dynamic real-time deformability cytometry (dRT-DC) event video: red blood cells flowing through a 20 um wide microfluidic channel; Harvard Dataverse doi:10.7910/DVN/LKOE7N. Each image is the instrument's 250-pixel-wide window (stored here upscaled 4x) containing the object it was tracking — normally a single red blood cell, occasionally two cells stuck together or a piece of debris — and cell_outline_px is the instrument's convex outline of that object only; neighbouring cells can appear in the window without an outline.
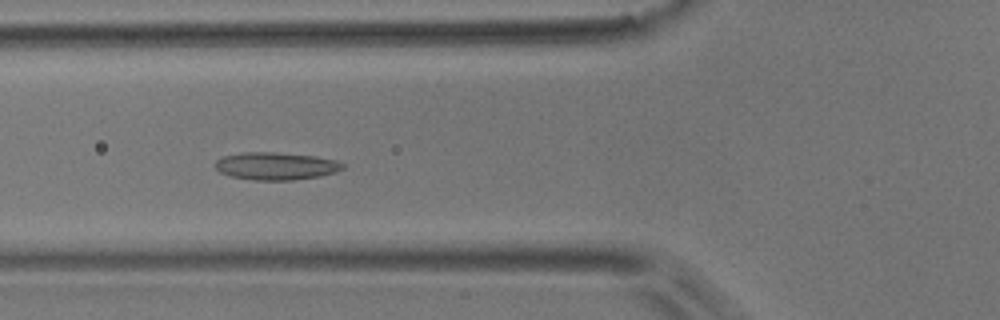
{"species": "common noctule bat (a hibernating species)", "species_latin": "Nyctalus noctula", "temperature_condition": "room temperature", "stored_images_in_passage": 51, "camera_frame_rate_fps": 3000, "um_per_image_px": 0.085, "animal": {"sex": "male", "body_mass_g": 17.9}, "frame": {"image": 1, "passage_image": 18, "time_ms": 5.667, "image_size_px": [1000, 320], "cell_outline_px": [[344, 168], [336, 172], [320, 176], [292, 180], [252, 180], [232, 176], [220, 172], [216, 168], [216, 160], [224, 156], [244, 152], [272, 152], [316, 156], [336, 160], [344, 164]], "centroid_in_image_um": [23.48, 14.11], "position_along_channel_um": 102.3, "area_um2": 20.4}}
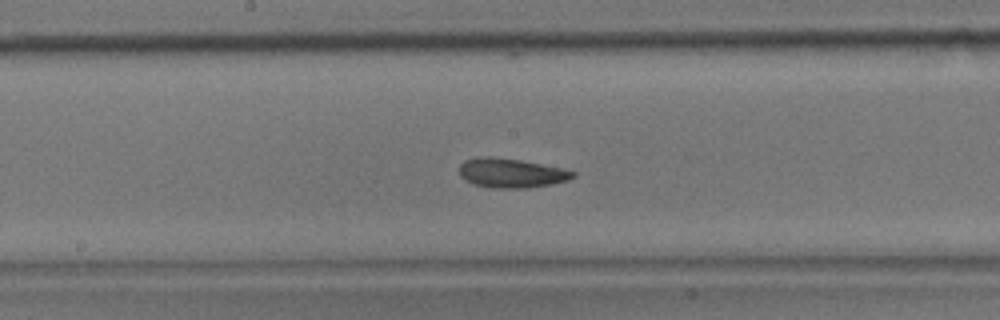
{"frame": {"image": 2, "passage_image": 26, "time_ms": 8.333, "image_size_px": [1000, 320], "cell_outline_px": [[576, 176], [568, 180], [552, 184], [528, 188], [492, 188], [472, 184], [460, 176], [460, 164], [464, 160], [484, 156], [488, 156], [520, 160], [564, 168], [576, 172]], "centroid_in_image_um": [43.47, 14.71], "position_along_channel_um": 204.7, "area_um2": 19.54}}
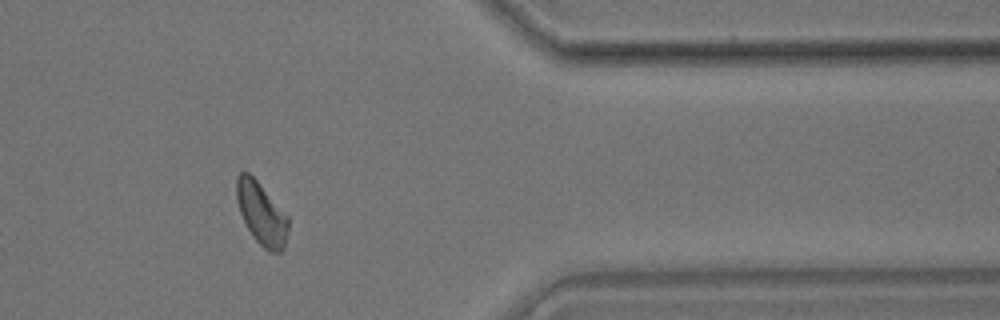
{"frame": {"image": 3, "passage_image": 42, "time_ms": 13.667, "image_size_px": [1000, 320], "cell_outline_px": [[288, 232], [284, 248], [280, 252], [272, 252], [264, 248], [256, 240], [248, 228], [240, 212], [236, 200], [236, 176], [240, 172], [248, 172], [260, 184], [288, 216]], "centroid_in_image_um": [22.22, 18.14], "position_along_channel_um": 389.2, "area_um2": 18.61}, "authors_computed_cell_mechanics": {"area_um2": 19.0162, "velocity_mm_per_s": 3.8318, "shape_relaxation_time_tau1_ms": null, "shape_relaxation_time_tau2_ms": 2.7216, "deformation_change_tau1": null, "deformation_change_tau2": 0.0896}}